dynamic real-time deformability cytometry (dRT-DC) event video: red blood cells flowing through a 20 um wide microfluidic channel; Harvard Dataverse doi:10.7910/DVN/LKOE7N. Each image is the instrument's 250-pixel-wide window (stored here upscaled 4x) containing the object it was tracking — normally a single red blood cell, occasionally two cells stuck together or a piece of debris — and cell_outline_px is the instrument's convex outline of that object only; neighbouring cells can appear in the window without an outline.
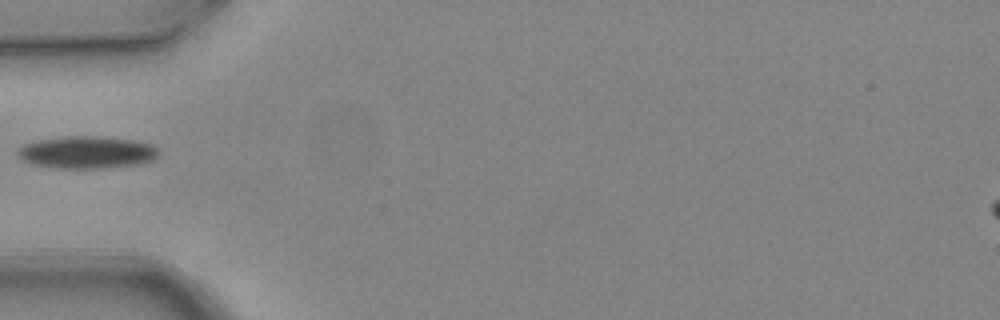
{"species": "common noctule bat (a hibernating species)", "species_latin": "Nyctalus noctula", "temperature_condition": "warm", "stored_images_in_passage": 5, "camera_frame_rate_fps": 3000, "um_per_image_px": 0.085, "animal": {"sex": "female", "body_mass_g": 24.6, "forearm_length_mm": 56.2}, "frame": {"image": 1, "passage_image": 5, "time_ms": 1.333, "image_size_px": [1000, 320], "cell_outline_px": [[156, 156], [152, 160], [140, 164], [104, 168], [56, 168], [32, 164], [20, 160], [16, 156], [16, 152], [24, 144], [40, 140], [68, 136], [96, 136], [132, 140], [152, 144], [156, 148]], "centroid_in_image_um": [7.33, 12.96], "position_along_channel_um": 77.7, "area_um2": 26.41}}